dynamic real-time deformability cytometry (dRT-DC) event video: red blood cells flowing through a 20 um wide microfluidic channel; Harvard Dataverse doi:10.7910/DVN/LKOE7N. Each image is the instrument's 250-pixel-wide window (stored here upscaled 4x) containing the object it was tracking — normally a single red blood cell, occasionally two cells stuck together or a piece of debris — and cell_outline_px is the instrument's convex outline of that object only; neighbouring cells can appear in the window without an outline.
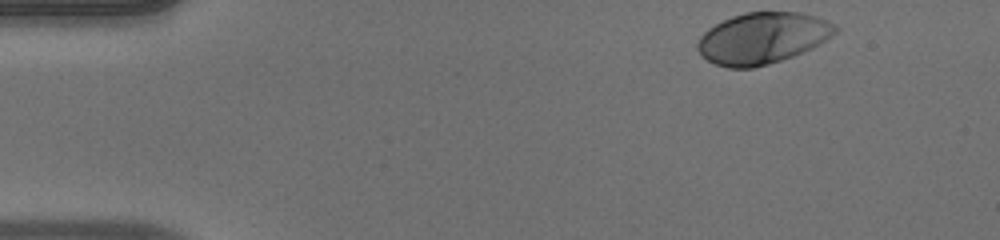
{"species": "human", "species_latin": "Homo sapiens", "temperature_condition": "warm", "stored_images_in_passage": 39, "camera_frame_rate_fps": 3000, "um_per_image_px": 0.085, "donor": {"sex": "male"}, "frame": {"image": 1, "passage_image": 1, "time_ms": 0.0, "image_size_px": [1000, 240], "cell_outline_px": [[840, 28], [832, 36], [820, 44], [812, 48], [792, 56], [768, 64], [752, 68], [728, 68], [716, 64], [708, 60], [696, 48], [696, 44], [700, 36], [708, 28], [732, 16], [744, 12], [800, 12], [816, 16], [828, 20], [836, 24]], "centroid_in_image_um": [64.84, 3.23], "position_along_channel_um": 20.2, "area_um2": 41.21}}
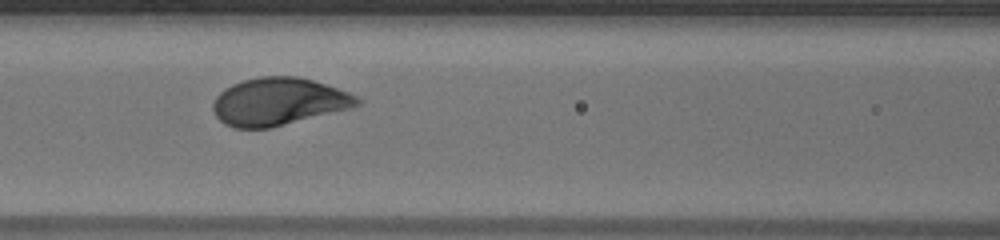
{"frame": {"image": 2, "passage_image": 18, "time_ms": 5.667, "image_size_px": [1000, 240], "cell_outline_px": [[360, 104], [352, 108], [268, 128], [232, 128], [224, 124], [216, 116], [212, 108], [212, 104], [216, 96], [224, 88], [232, 84], [244, 80], [260, 76], [300, 76], [348, 92], [356, 96], [360, 100]], "centroid_in_image_um": [23.64, 8.63], "position_along_channel_um": 143.0, "area_um2": 39.82}}
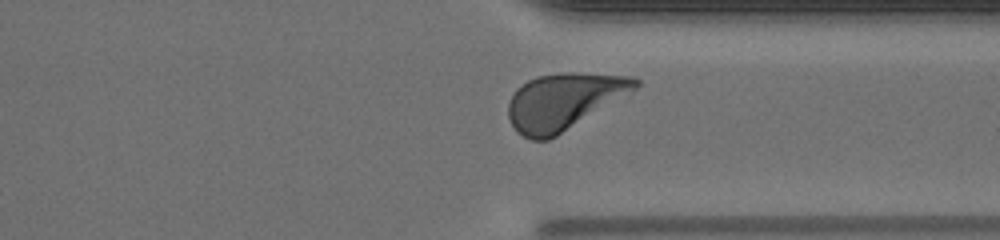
{"frame": {"image": 3, "passage_image": 35, "time_ms": 11.333, "image_size_px": [1000, 240], "cell_outline_px": [[640, 84], [636, 88], [556, 136], [548, 140], [532, 140], [516, 132], [508, 116], [508, 104], [516, 88], [528, 80], [536, 76], [564, 72], [572, 72], [632, 76], [640, 80]], "centroid_in_image_um": [47.88, 8.6], "position_along_channel_um": 363.5, "area_um2": 41.21}, "authors_computed_cell_mechanics": {"area_um2": 40.3444, "velocity_mm_per_s": 3.8956, "shape_relaxation_time_tau1_ms": 1.7305, "shape_relaxation_time_tau2_ms": null, "deformation_change_tau1": 0.1519, "deformation_change_tau2": null}}